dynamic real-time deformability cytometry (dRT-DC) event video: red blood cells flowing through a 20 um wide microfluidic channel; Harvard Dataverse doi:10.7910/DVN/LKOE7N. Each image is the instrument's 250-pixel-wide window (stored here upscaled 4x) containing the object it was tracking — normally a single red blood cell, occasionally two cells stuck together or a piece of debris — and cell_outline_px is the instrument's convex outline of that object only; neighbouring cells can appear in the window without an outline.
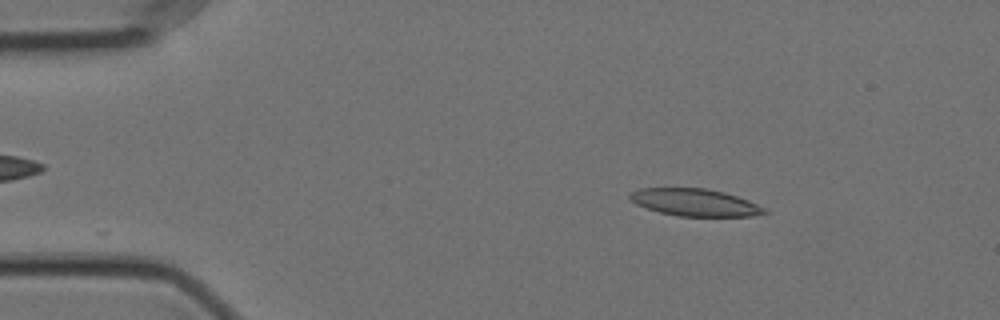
{"species": "Egyptian fruit bat (a non-hibernating species)", "species_latin": "Rousettus aegyptiacus", "temperature_condition": "cold", "stored_images_in_passage": 30, "camera_frame_rate_fps": 3000, "um_per_image_px": 0.085, "animal": {"sex": "female"}, "frame": {"image": 1, "passage_image": 2, "time_ms": 0.333, "image_size_px": [1000, 320], "cell_outline_px": [[768, 212], [752, 216], [676, 216], [660, 212], [636, 204], [628, 196], [632, 192], [640, 188], [704, 188], [724, 192], [748, 200], [764, 208]], "centroid_in_image_um": [59.06, 17.2], "position_along_channel_um": 25.9, "area_um2": 21.1}}
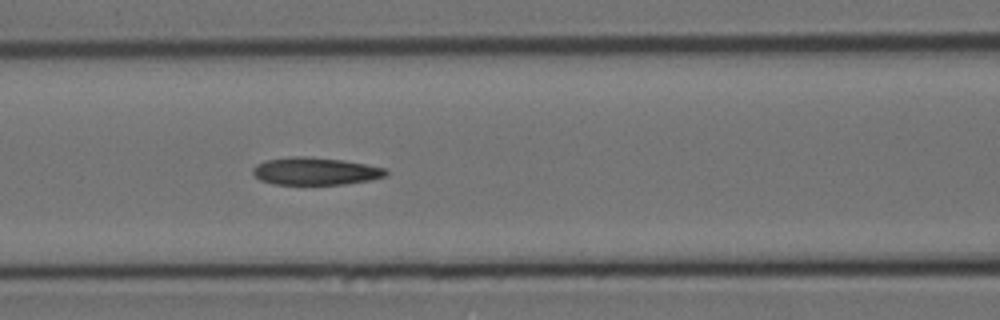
{"frame": {"image": 2, "passage_image": 17, "time_ms": 5.333, "image_size_px": [1000, 320], "cell_outline_px": [[388, 176], [372, 180], [344, 184], [272, 184], [260, 180], [252, 172], [252, 168], [256, 164], [264, 160], [292, 156], [308, 156], [344, 160], [388, 168]], "centroid_in_image_um": [26.83, 14.54], "position_along_channel_um": 139.8, "area_um2": 21.68}}
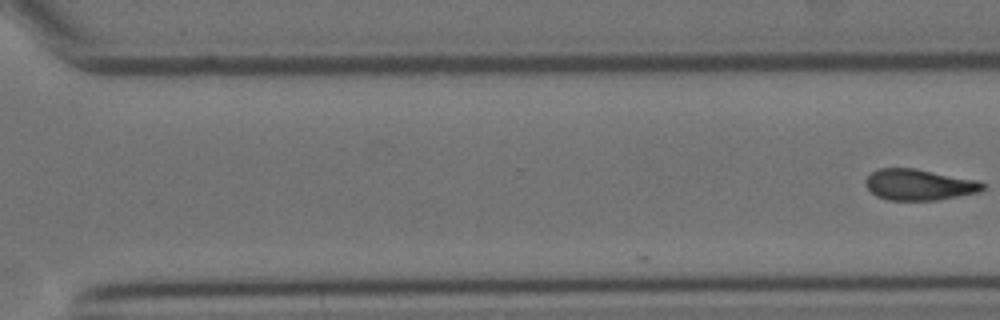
{"frame": {"image": 3, "passage_image": 30, "time_ms": 9.667, "image_size_px": [1000, 320], "cell_outline_px": [[984, 188], [980, 192], [936, 200], [888, 200], [876, 196], [864, 184], [864, 180], [876, 168], [912, 168], [976, 180], [984, 184]], "centroid_in_image_um": [78.07, 15.7], "position_along_channel_um": 292.5, "area_um2": 21.04}}